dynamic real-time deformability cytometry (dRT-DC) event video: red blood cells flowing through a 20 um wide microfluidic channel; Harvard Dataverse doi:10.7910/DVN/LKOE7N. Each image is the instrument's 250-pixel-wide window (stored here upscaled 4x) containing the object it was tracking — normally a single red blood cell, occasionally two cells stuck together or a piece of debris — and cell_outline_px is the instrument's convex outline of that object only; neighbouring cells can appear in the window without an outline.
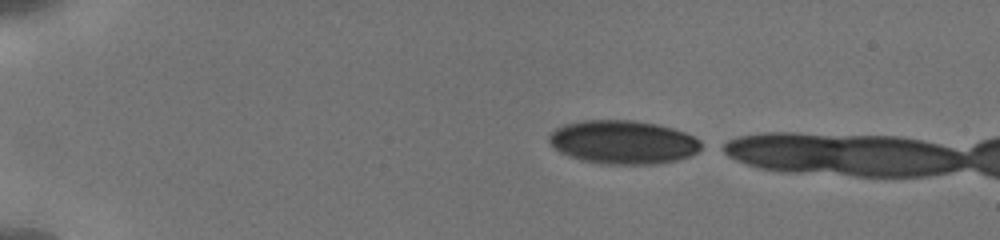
{"species": "human", "species_latin": "Homo sapiens", "temperature_condition": "cold", "stored_images_in_passage": 8, "camera_frame_rate_fps": 3000, "um_per_image_px": 0.085, "donor": {"sex": "male"}, "frame": {"image": 1, "passage_image": 1, "time_ms": 0.0, "image_size_px": [1000, 240], "cell_outline_px": [[704, 148], [680, 160], [660, 164], [608, 164], [580, 160], [560, 152], [548, 140], [548, 136], [556, 128], [564, 124], [584, 120], [632, 120], [656, 124], [672, 128], [684, 132], [700, 140]], "centroid_in_image_um": [52.98, 12.09], "position_along_channel_um": 32.0, "area_um2": 38.67}}